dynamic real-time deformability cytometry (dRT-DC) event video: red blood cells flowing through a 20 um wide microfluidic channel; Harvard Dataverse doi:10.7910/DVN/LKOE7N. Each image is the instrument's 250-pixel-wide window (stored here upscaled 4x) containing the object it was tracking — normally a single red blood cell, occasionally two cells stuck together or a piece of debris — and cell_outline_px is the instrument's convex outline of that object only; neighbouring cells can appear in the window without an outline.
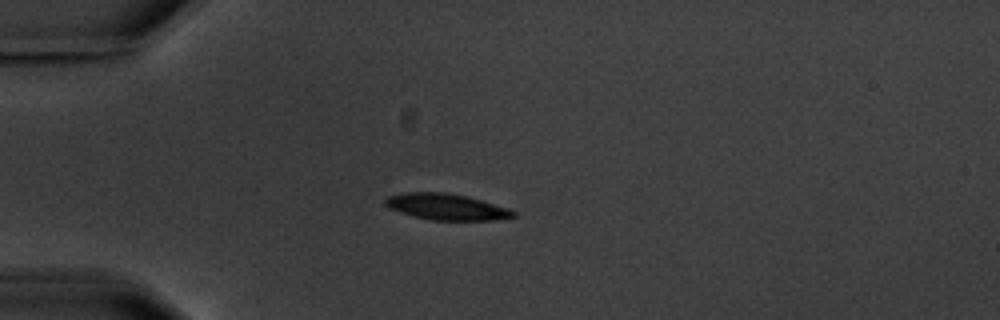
{"species": "common noctule bat (a hibernating species)", "species_latin": "Nyctalus noctula", "temperature_condition": "warm", "stored_images_in_passage": 5, "camera_frame_rate_fps": 3000, "um_per_image_px": 0.085, "animal": {"sex": "male", "body_mass_g": 20.1, "forearm_length_mm": 53.5}, "frame": {"image": 1, "passage_image": 4, "time_ms": 4.0, "image_size_px": [1000, 320], "cell_outline_px": [[516, 216], [496, 220], [432, 220], [400, 212], [388, 208], [384, 204], [384, 200], [388, 196], [404, 192], [444, 192], [468, 196], [508, 208], [516, 212]], "centroid_in_image_um": [37.94, 17.57], "position_along_channel_um": 47.1, "area_um2": 19.54}}